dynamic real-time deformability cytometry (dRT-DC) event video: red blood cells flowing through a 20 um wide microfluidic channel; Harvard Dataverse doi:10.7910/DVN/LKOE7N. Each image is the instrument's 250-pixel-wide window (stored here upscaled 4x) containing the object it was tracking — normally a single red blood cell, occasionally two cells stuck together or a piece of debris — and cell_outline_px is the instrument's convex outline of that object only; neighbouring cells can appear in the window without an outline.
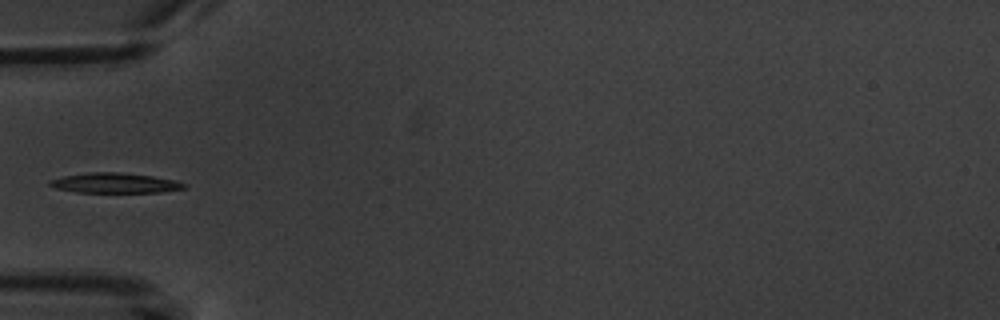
{"species": "common noctule bat (a hibernating species)", "species_latin": "Nyctalus noctula", "temperature_condition": "warm", "stored_images_in_passage": 5, "camera_frame_rate_fps": 3000, "um_per_image_px": 0.085, "animal": {"sex": "male", "body_mass_g": 20.1, "forearm_length_mm": 53.5}, "frame": {"image": 1, "passage_image": 5, "time_ms": 4.333, "image_size_px": [1000, 320], "cell_outline_px": [[188, 184], [184, 188], [160, 192], [76, 192], [56, 188], [48, 184], [48, 180], [64, 176], [88, 172], [116, 172], [152, 176], [176, 180]], "centroid_in_image_um": [9.76, 15.55], "position_along_channel_um": 75.2, "area_um2": 15.61}}